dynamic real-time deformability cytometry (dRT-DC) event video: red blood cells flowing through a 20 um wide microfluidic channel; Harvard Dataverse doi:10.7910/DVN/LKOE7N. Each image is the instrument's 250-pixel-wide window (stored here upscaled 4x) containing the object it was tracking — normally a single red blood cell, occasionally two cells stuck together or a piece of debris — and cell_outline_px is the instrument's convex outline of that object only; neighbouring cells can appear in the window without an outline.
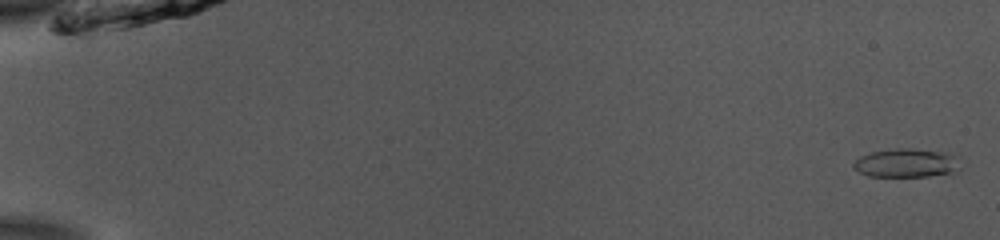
{"species": "common noctule bat (a hibernating species)", "species_latin": "Nyctalus noctula", "temperature_condition": "room temperature", "stored_images_in_passage": 52, "camera_frame_rate_fps": 3000, "um_per_image_px": 0.085, "animal": {"sex": "male", "body_mass_g": 13.0, "forearm_length_mm": 53.1}, "frame": {"image": 1, "passage_image": 1, "time_ms": 0.0, "image_size_px": [1000, 240], "cell_outline_px": [[960, 172], [928, 176], [868, 176], [852, 168], [852, 164], [860, 156], [868, 152], [892, 148], [912, 148], [948, 152], [956, 156], [960, 168]], "centroid_in_image_um": [77.06, 13.84], "position_along_channel_um": 7.9, "area_um2": 18.26}}
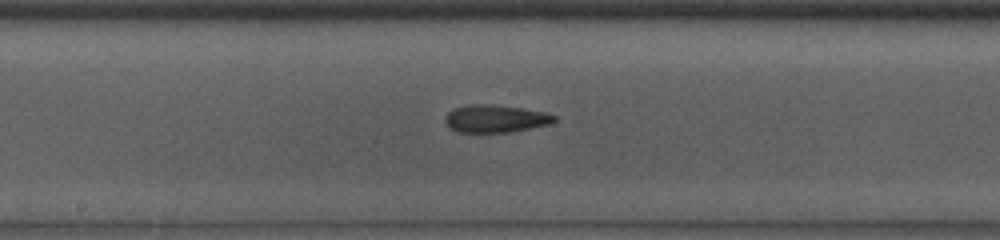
{"frame": {"image": 2, "passage_image": 29, "time_ms": 9.333, "image_size_px": [1000, 240], "cell_outline_px": [[556, 120], [548, 124], [508, 132], [456, 132], [448, 128], [444, 120], [448, 112], [452, 108], [472, 104], [488, 104], [524, 108], [548, 112], [556, 116]], "centroid_in_image_um": [42.08, 10.08], "position_along_channel_um": 206.1, "area_um2": 17.63}}
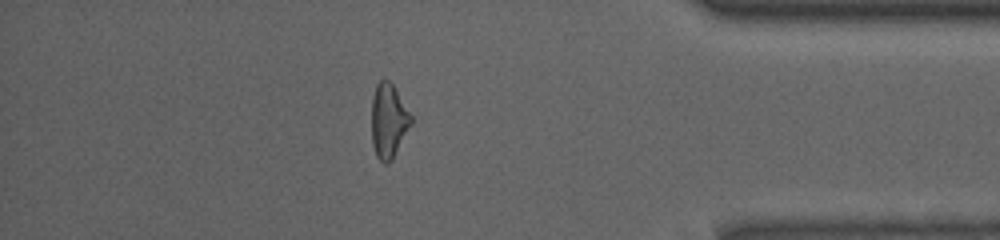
{"frame": {"image": 3, "passage_image": 46, "time_ms": 15.0, "image_size_px": [1000, 240], "cell_outline_px": [[412, 124], [392, 160], [388, 164], [384, 164], [376, 156], [372, 144], [372, 96], [376, 84], [380, 80], [388, 80], [392, 84], [412, 116]], "centroid_in_image_um": [33.02, 10.3], "position_along_channel_um": 402.2, "area_um2": 17.11}, "authors_computed_cell_mechanics": {"area_um2": 17.2533, "velocity_mm_per_s": 3.8981, "shape_relaxation_time_tau1_ms": null, "shape_relaxation_time_tau2_ms": 7.1026, "deformation_change_tau1": null, "deformation_change_tau2": 0.1562}}